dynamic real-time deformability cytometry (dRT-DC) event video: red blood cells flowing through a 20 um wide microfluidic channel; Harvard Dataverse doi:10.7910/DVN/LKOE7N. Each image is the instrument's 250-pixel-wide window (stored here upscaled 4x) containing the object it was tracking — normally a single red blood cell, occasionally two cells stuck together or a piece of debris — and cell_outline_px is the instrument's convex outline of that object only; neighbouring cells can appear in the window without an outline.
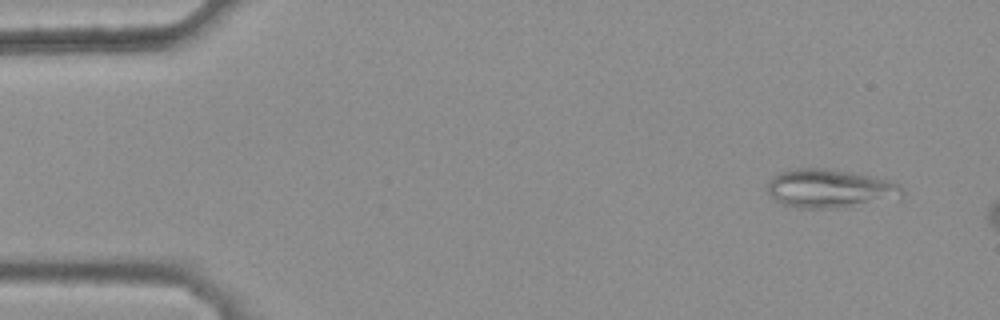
{"species": "common noctule bat (a hibernating species)", "species_latin": "Nyctalus noctula", "temperature_condition": "warm", "stored_images_in_passage": 9, "camera_frame_rate_fps": 3000, "um_per_image_px": 0.085, "animal": {"sex": "female", "body_mass_g": 25.1}, "frame": {"image": 1, "passage_image": 4, "time_ms": 1.0, "image_size_px": [1000, 320], "cell_outline_px": [[904, 196], [900, 200], [828, 208], [800, 208], [784, 204], [776, 200], [768, 192], [768, 180], [776, 172], [788, 168], [824, 168], [868, 176], [884, 180], [896, 184], [904, 188]], "centroid_in_image_um": [70.53, 16.03], "position_along_channel_um": 14.5, "area_um2": 30.35}}